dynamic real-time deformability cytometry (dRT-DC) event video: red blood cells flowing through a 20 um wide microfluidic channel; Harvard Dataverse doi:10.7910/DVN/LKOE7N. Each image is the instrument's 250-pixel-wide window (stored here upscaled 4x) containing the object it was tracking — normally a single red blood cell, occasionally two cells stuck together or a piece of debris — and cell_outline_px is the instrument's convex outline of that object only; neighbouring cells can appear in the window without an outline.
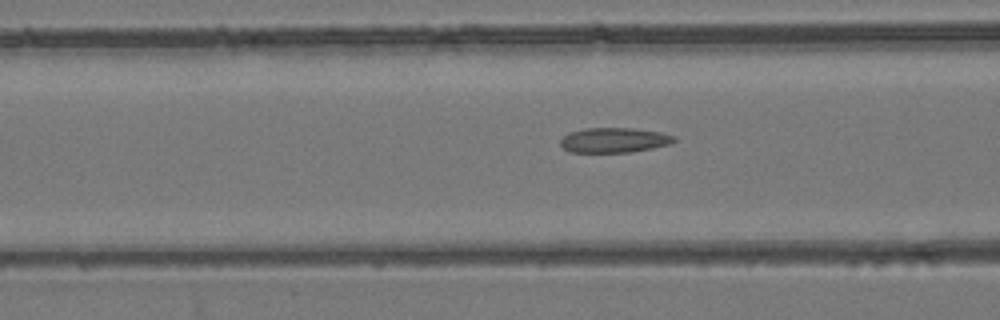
{"species": "common noctule bat (a hibernating species)", "species_latin": "Nyctalus noctula", "temperature_condition": "room temperature", "stored_images_in_passage": 45, "camera_frame_rate_fps": 3000, "um_per_image_px": 0.085, "animal": {"sex": "female", "body_mass_g": 24.6, "forearm_length_mm": 56.2}, "frame": {"image": 1, "passage_image": 13, "time_ms": 4.0, "image_size_px": [1000, 320], "cell_outline_px": [[676, 140], [668, 144], [652, 148], [632, 152], [572, 152], [564, 148], [560, 144], [560, 140], [568, 132], [584, 128], [632, 128], [660, 132], [676, 136]], "centroid_in_image_um": [52.19, 11.9], "position_along_channel_um": 114.4, "area_um2": 16.47}}
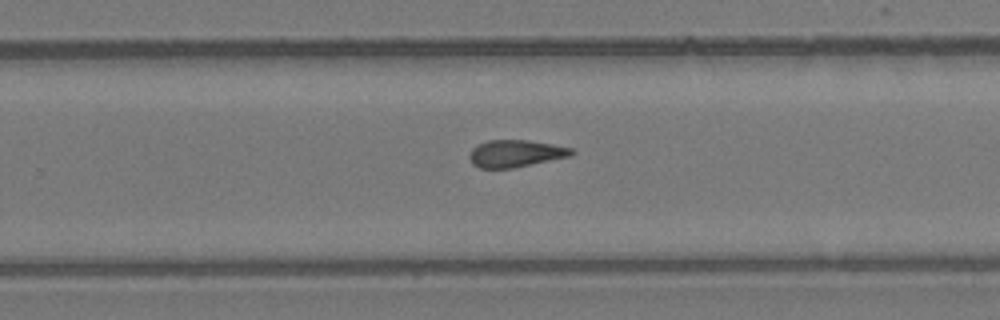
{"frame": {"image": 2, "passage_image": 26, "time_ms": 8.333, "image_size_px": [1000, 320], "cell_outline_px": [[576, 152], [568, 156], [512, 168], [480, 168], [472, 164], [468, 156], [472, 148], [476, 144], [488, 140], [528, 140], [552, 144], [572, 148]], "centroid_in_image_um": [43.77, 13.03], "position_along_channel_um": 286.0, "area_um2": 16.07}}
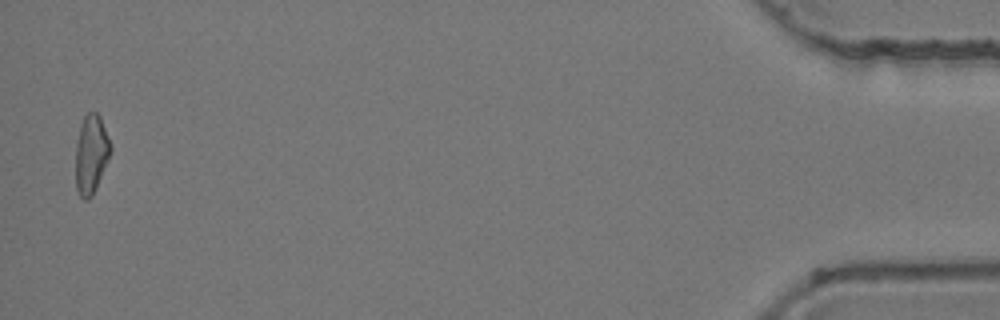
{"frame": {"image": 3, "passage_image": 44, "time_ms": 14.333, "image_size_px": [1000, 320], "cell_outline_px": [[112, 148], [92, 196], [88, 200], [84, 200], [80, 196], [76, 188], [76, 144], [80, 124], [84, 116], [88, 112], [96, 112], [100, 116], [112, 144]], "centroid_in_image_um": [7.74, 13.07], "position_along_channel_um": 427.5, "area_um2": 15.95}, "authors_computed_cell_mechanics": {"area_um2": 16.473, "velocity_mm_per_s": 3.9663, "shape_relaxation_time_tau1_ms": null, "shape_relaxation_time_tau2_ms": 2.7634, "deformation_change_tau1": null, "deformation_change_tau2": 0.0993}}